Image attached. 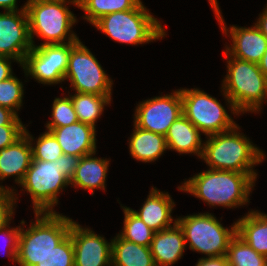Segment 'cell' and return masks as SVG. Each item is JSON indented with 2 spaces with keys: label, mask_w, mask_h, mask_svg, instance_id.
Instances as JSON below:
<instances>
[{
  "label": "cell",
  "mask_w": 267,
  "mask_h": 266,
  "mask_svg": "<svg viewBox=\"0 0 267 266\" xmlns=\"http://www.w3.org/2000/svg\"><path fill=\"white\" fill-rule=\"evenodd\" d=\"M35 266H74V247L69 234Z\"/></svg>",
  "instance_id": "cell-32"
},
{
  "label": "cell",
  "mask_w": 267,
  "mask_h": 266,
  "mask_svg": "<svg viewBox=\"0 0 267 266\" xmlns=\"http://www.w3.org/2000/svg\"><path fill=\"white\" fill-rule=\"evenodd\" d=\"M165 136L134 125L129 139V152L137 161L154 162L166 151Z\"/></svg>",
  "instance_id": "cell-22"
},
{
  "label": "cell",
  "mask_w": 267,
  "mask_h": 266,
  "mask_svg": "<svg viewBox=\"0 0 267 266\" xmlns=\"http://www.w3.org/2000/svg\"><path fill=\"white\" fill-rule=\"evenodd\" d=\"M168 150L179 154H195L201 158L203 146L200 131L184 116L181 115L169 127L166 135Z\"/></svg>",
  "instance_id": "cell-20"
},
{
  "label": "cell",
  "mask_w": 267,
  "mask_h": 266,
  "mask_svg": "<svg viewBox=\"0 0 267 266\" xmlns=\"http://www.w3.org/2000/svg\"><path fill=\"white\" fill-rule=\"evenodd\" d=\"M2 125H23V123L13 111L0 106V126Z\"/></svg>",
  "instance_id": "cell-37"
},
{
  "label": "cell",
  "mask_w": 267,
  "mask_h": 266,
  "mask_svg": "<svg viewBox=\"0 0 267 266\" xmlns=\"http://www.w3.org/2000/svg\"><path fill=\"white\" fill-rule=\"evenodd\" d=\"M141 0H79L78 8L85 12L84 19L92 25L104 15L136 8Z\"/></svg>",
  "instance_id": "cell-26"
},
{
  "label": "cell",
  "mask_w": 267,
  "mask_h": 266,
  "mask_svg": "<svg viewBox=\"0 0 267 266\" xmlns=\"http://www.w3.org/2000/svg\"><path fill=\"white\" fill-rule=\"evenodd\" d=\"M35 217L28 229L21 226L16 262L20 266H35L69 235L73 222L58 212L35 213Z\"/></svg>",
  "instance_id": "cell-4"
},
{
  "label": "cell",
  "mask_w": 267,
  "mask_h": 266,
  "mask_svg": "<svg viewBox=\"0 0 267 266\" xmlns=\"http://www.w3.org/2000/svg\"><path fill=\"white\" fill-rule=\"evenodd\" d=\"M238 129L236 125L229 131L207 136L201 159L209 169L256 173L253 167L265 160V153Z\"/></svg>",
  "instance_id": "cell-3"
},
{
  "label": "cell",
  "mask_w": 267,
  "mask_h": 266,
  "mask_svg": "<svg viewBox=\"0 0 267 266\" xmlns=\"http://www.w3.org/2000/svg\"><path fill=\"white\" fill-rule=\"evenodd\" d=\"M174 206L175 203L168 192L164 193L157 190L156 187H152L139 212L138 210H131L149 228L158 232L173 226L172 223H176V219L172 222L173 218L171 216Z\"/></svg>",
  "instance_id": "cell-18"
},
{
  "label": "cell",
  "mask_w": 267,
  "mask_h": 266,
  "mask_svg": "<svg viewBox=\"0 0 267 266\" xmlns=\"http://www.w3.org/2000/svg\"><path fill=\"white\" fill-rule=\"evenodd\" d=\"M137 105L134 125L163 136L173 122L183 115L180 89L144 100Z\"/></svg>",
  "instance_id": "cell-12"
},
{
  "label": "cell",
  "mask_w": 267,
  "mask_h": 266,
  "mask_svg": "<svg viewBox=\"0 0 267 266\" xmlns=\"http://www.w3.org/2000/svg\"><path fill=\"white\" fill-rule=\"evenodd\" d=\"M185 248L184 234L177 222L169 228L155 232L150 244L156 266H172L182 258Z\"/></svg>",
  "instance_id": "cell-17"
},
{
  "label": "cell",
  "mask_w": 267,
  "mask_h": 266,
  "mask_svg": "<svg viewBox=\"0 0 267 266\" xmlns=\"http://www.w3.org/2000/svg\"><path fill=\"white\" fill-rule=\"evenodd\" d=\"M78 121L92 126L104 112V106L111 103V96H103L89 93L70 95Z\"/></svg>",
  "instance_id": "cell-25"
},
{
  "label": "cell",
  "mask_w": 267,
  "mask_h": 266,
  "mask_svg": "<svg viewBox=\"0 0 267 266\" xmlns=\"http://www.w3.org/2000/svg\"><path fill=\"white\" fill-rule=\"evenodd\" d=\"M69 234L74 247V266H112V240L108 242L73 221Z\"/></svg>",
  "instance_id": "cell-15"
},
{
  "label": "cell",
  "mask_w": 267,
  "mask_h": 266,
  "mask_svg": "<svg viewBox=\"0 0 267 266\" xmlns=\"http://www.w3.org/2000/svg\"><path fill=\"white\" fill-rule=\"evenodd\" d=\"M27 2L26 12L33 46L34 35L45 40L40 45L79 41V37L71 30L77 18L67 6L72 3L78 7V3L65 0H27Z\"/></svg>",
  "instance_id": "cell-5"
},
{
  "label": "cell",
  "mask_w": 267,
  "mask_h": 266,
  "mask_svg": "<svg viewBox=\"0 0 267 266\" xmlns=\"http://www.w3.org/2000/svg\"><path fill=\"white\" fill-rule=\"evenodd\" d=\"M29 138L23 134L12 145L0 149V180L15 177L20 184L32 161V148Z\"/></svg>",
  "instance_id": "cell-19"
},
{
  "label": "cell",
  "mask_w": 267,
  "mask_h": 266,
  "mask_svg": "<svg viewBox=\"0 0 267 266\" xmlns=\"http://www.w3.org/2000/svg\"><path fill=\"white\" fill-rule=\"evenodd\" d=\"M95 154L82 156L70 179L71 186L91 191L92 195L94 194V189L98 188L103 191L106 189L105 182L110 162L104 158L93 157Z\"/></svg>",
  "instance_id": "cell-21"
},
{
  "label": "cell",
  "mask_w": 267,
  "mask_h": 266,
  "mask_svg": "<svg viewBox=\"0 0 267 266\" xmlns=\"http://www.w3.org/2000/svg\"><path fill=\"white\" fill-rule=\"evenodd\" d=\"M93 26L115 42L129 45L153 42L167 35L143 2L134 9L104 15Z\"/></svg>",
  "instance_id": "cell-6"
},
{
  "label": "cell",
  "mask_w": 267,
  "mask_h": 266,
  "mask_svg": "<svg viewBox=\"0 0 267 266\" xmlns=\"http://www.w3.org/2000/svg\"><path fill=\"white\" fill-rule=\"evenodd\" d=\"M65 80L78 93L112 95L113 81L81 40L71 48Z\"/></svg>",
  "instance_id": "cell-10"
},
{
  "label": "cell",
  "mask_w": 267,
  "mask_h": 266,
  "mask_svg": "<svg viewBox=\"0 0 267 266\" xmlns=\"http://www.w3.org/2000/svg\"><path fill=\"white\" fill-rule=\"evenodd\" d=\"M264 266H267V257H266V260H265Z\"/></svg>",
  "instance_id": "cell-45"
},
{
  "label": "cell",
  "mask_w": 267,
  "mask_h": 266,
  "mask_svg": "<svg viewBox=\"0 0 267 266\" xmlns=\"http://www.w3.org/2000/svg\"><path fill=\"white\" fill-rule=\"evenodd\" d=\"M32 48L26 10L0 12V56L14 58L21 66Z\"/></svg>",
  "instance_id": "cell-13"
},
{
  "label": "cell",
  "mask_w": 267,
  "mask_h": 266,
  "mask_svg": "<svg viewBox=\"0 0 267 266\" xmlns=\"http://www.w3.org/2000/svg\"><path fill=\"white\" fill-rule=\"evenodd\" d=\"M52 120L48 121L46 127H63L78 122L71 97L55 98L52 104Z\"/></svg>",
  "instance_id": "cell-31"
},
{
  "label": "cell",
  "mask_w": 267,
  "mask_h": 266,
  "mask_svg": "<svg viewBox=\"0 0 267 266\" xmlns=\"http://www.w3.org/2000/svg\"><path fill=\"white\" fill-rule=\"evenodd\" d=\"M226 257L229 266H264L266 260L237 234L229 243Z\"/></svg>",
  "instance_id": "cell-28"
},
{
  "label": "cell",
  "mask_w": 267,
  "mask_h": 266,
  "mask_svg": "<svg viewBox=\"0 0 267 266\" xmlns=\"http://www.w3.org/2000/svg\"><path fill=\"white\" fill-rule=\"evenodd\" d=\"M81 157L63 154L60 157L61 172L70 180Z\"/></svg>",
  "instance_id": "cell-36"
},
{
  "label": "cell",
  "mask_w": 267,
  "mask_h": 266,
  "mask_svg": "<svg viewBox=\"0 0 267 266\" xmlns=\"http://www.w3.org/2000/svg\"><path fill=\"white\" fill-rule=\"evenodd\" d=\"M209 3L212 5V4H216L217 3V0H209Z\"/></svg>",
  "instance_id": "cell-43"
},
{
  "label": "cell",
  "mask_w": 267,
  "mask_h": 266,
  "mask_svg": "<svg viewBox=\"0 0 267 266\" xmlns=\"http://www.w3.org/2000/svg\"><path fill=\"white\" fill-rule=\"evenodd\" d=\"M223 53L227 60V74L221 89L231 113H259L262 104L267 102V78L258 64L234 58L226 51Z\"/></svg>",
  "instance_id": "cell-2"
},
{
  "label": "cell",
  "mask_w": 267,
  "mask_h": 266,
  "mask_svg": "<svg viewBox=\"0 0 267 266\" xmlns=\"http://www.w3.org/2000/svg\"><path fill=\"white\" fill-rule=\"evenodd\" d=\"M15 195L14 189L0 185V228L10 223L14 215V206L18 199Z\"/></svg>",
  "instance_id": "cell-33"
},
{
  "label": "cell",
  "mask_w": 267,
  "mask_h": 266,
  "mask_svg": "<svg viewBox=\"0 0 267 266\" xmlns=\"http://www.w3.org/2000/svg\"><path fill=\"white\" fill-rule=\"evenodd\" d=\"M258 67L260 68L264 76L267 78V49L265 50L263 57L259 61Z\"/></svg>",
  "instance_id": "cell-42"
},
{
  "label": "cell",
  "mask_w": 267,
  "mask_h": 266,
  "mask_svg": "<svg viewBox=\"0 0 267 266\" xmlns=\"http://www.w3.org/2000/svg\"><path fill=\"white\" fill-rule=\"evenodd\" d=\"M112 266H156L150 246L138 245L117 234L112 239Z\"/></svg>",
  "instance_id": "cell-24"
},
{
  "label": "cell",
  "mask_w": 267,
  "mask_h": 266,
  "mask_svg": "<svg viewBox=\"0 0 267 266\" xmlns=\"http://www.w3.org/2000/svg\"><path fill=\"white\" fill-rule=\"evenodd\" d=\"M24 125H2L0 126V149L12 145L24 134Z\"/></svg>",
  "instance_id": "cell-35"
},
{
  "label": "cell",
  "mask_w": 267,
  "mask_h": 266,
  "mask_svg": "<svg viewBox=\"0 0 267 266\" xmlns=\"http://www.w3.org/2000/svg\"><path fill=\"white\" fill-rule=\"evenodd\" d=\"M176 222L183 231L186 245L207 258L226 255L230 241L237 234L236 222L230 229L225 228L208 212L179 217Z\"/></svg>",
  "instance_id": "cell-7"
},
{
  "label": "cell",
  "mask_w": 267,
  "mask_h": 266,
  "mask_svg": "<svg viewBox=\"0 0 267 266\" xmlns=\"http://www.w3.org/2000/svg\"><path fill=\"white\" fill-rule=\"evenodd\" d=\"M257 173H240L227 170H213L195 174L184 181L178 190L190 193L212 206L237 208L250 201Z\"/></svg>",
  "instance_id": "cell-1"
},
{
  "label": "cell",
  "mask_w": 267,
  "mask_h": 266,
  "mask_svg": "<svg viewBox=\"0 0 267 266\" xmlns=\"http://www.w3.org/2000/svg\"><path fill=\"white\" fill-rule=\"evenodd\" d=\"M57 139L63 154L77 157L96 153V127L80 121L63 127H46Z\"/></svg>",
  "instance_id": "cell-16"
},
{
  "label": "cell",
  "mask_w": 267,
  "mask_h": 266,
  "mask_svg": "<svg viewBox=\"0 0 267 266\" xmlns=\"http://www.w3.org/2000/svg\"><path fill=\"white\" fill-rule=\"evenodd\" d=\"M10 227V223H8L4 227L0 228V235H3V238L5 239L3 241L8 242L5 247L7 248V256L10 257L13 262H17V252L21 226H17L16 228Z\"/></svg>",
  "instance_id": "cell-34"
},
{
  "label": "cell",
  "mask_w": 267,
  "mask_h": 266,
  "mask_svg": "<svg viewBox=\"0 0 267 266\" xmlns=\"http://www.w3.org/2000/svg\"><path fill=\"white\" fill-rule=\"evenodd\" d=\"M11 60H14V62L16 61L14 58L11 57L0 56V82L8 79L13 75Z\"/></svg>",
  "instance_id": "cell-38"
},
{
  "label": "cell",
  "mask_w": 267,
  "mask_h": 266,
  "mask_svg": "<svg viewBox=\"0 0 267 266\" xmlns=\"http://www.w3.org/2000/svg\"><path fill=\"white\" fill-rule=\"evenodd\" d=\"M180 92L183 115L204 135L226 132L237 125L225 107L204 90L180 88Z\"/></svg>",
  "instance_id": "cell-9"
},
{
  "label": "cell",
  "mask_w": 267,
  "mask_h": 266,
  "mask_svg": "<svg viewBox=\"0 0 267 266\" xmlns=\"http://www.w3.org/2000/svg\"><path fill=\"white\" fill-rule=\"evenodd\" d=\"M210 6L217 17L222 32L227 36L229 33V36H231L232 44L231 46L226 45V52L234 58L258 64L267 49V38L256 25L248 28L233 25L228 30L218 3Z\"/></svg>",
  "instance_id": "cell-14"
},
{
  "label": "cell",
  "mask_w": 267,
  "mask_h": 266,
  "mask_svg": "<svg viewBox=\"0 0 267 266\" xmlns=\"http://www.w3.org/2000/svg\"><path fill=\"white\" fill-rule=\"evenodd\" d=\"M65 1H67V0H65ZM68 1L79 3V0H68Z\"/></svg>",
  "instance_id": "cell-44"
},
{
  "label": "cell",
  "mask_w": 267,
  "mask_h": 266,
  "mask_svg": "<svg viewBox=\"0 0 267 266\" xmlns=\"http://www.w3.org/2000/svg\"><path fill=\"white\" fill-rule=\"evenodd\" d=\"M20 185L30 194L34 213L56 212L57 195L70 180L61 172L59 157L56 161L32 160Z\"/></svg>",
  "instance_id": "cell-8"
},
{
  "label": "cell",
  "mask_w": 267,
  "mask_h": 266,
  "mask_svg": "<svg viewBox=\"0 0 267 266\" xmlns=\"http://www.w3.org/2000/svg\"><path fill=\"white\" fill-rule=\"evenodd\" d=\"M23 94V84L16 76L12 75L0 82V106L10 109L17 116V112L23 105Z\"/></svg>",
  "instance_id": "cell-30"
},
{
  "label": "cell",
  "mask_w": 267,
  "mask_h": 266,
  "mask_svg": "<svg viewBox=\"0 0 267 266\" xmlns=\"http://www.w3.org/2000/svg\"><path fill=\"white\" fill-rule=\"evenodd\" d=\"M27 3L24 4L21 9L17 8V0H0V8L4 9L5 11H17V10H26Z\"/></svg>",
  "instance_id": "cell-41"
},
{
  "label": "cell",
  "mask_w": 267,
  "mask_h": 266,
  "mask_svg": "<svg viewBox=\"0 0 267 266\" xmlns=\"http://www.w3.org/2000/svg\"><path fill=\"white\" fill-rule=\"evenodd\" d=\"M76 43L34 45L21 65L25 76H32L38 83L44 85L63 82L70 51Z\"/></svg>",
  "instance_id": "cell-11"
},
{
  "label": "cell",
  "mask_w": 267,
  "mask_h": 266,
  "mask_svg": "<svg viewBox=\"0 0 267 266\" xmlns=\"http://www.w3.org/2000/svg\"><path fill=\"white\" fill-rule=\"evenodd\" d=\"M124 212V226L119 235L128 241L142 246H150L155 231L149 228L131 208L122 206Z\"/></svg>",
  "instance_id": "cell-27"
},
{
  "label": "cell",
  "mask_w": 267,
  "mask_h": 266,
  "mask_svg": "<svg viewBox=\"0 0 267 266\" xmlns=\"http://www.w3.org/2000/svg\"><path fill=\"white\" fill-rule=\"evenodd\" d=\"M263 10L264 11L259 14V18L257 19V22L254 24L262 32V34L267 38V6Z\"/></svg>",
  "instance_id": "cell-40"
},
{
  "label": "cell",
  "mask_w": 267,
  "mask_h": 266,
  "mask_svg": "<svg viewBox=\"0 0 267 266\" xmlns=\"http://www.w3.org/2000/svg\"><path fill=\"white\" fill-rule=\"evenodd\" d=\"M24 134L29 138L32 148V160L41 161H56L59 157L63 155L62 148L60 147L57 139L50 131H45L36 140V144L32 143L34 137L30 135L29 131L24 130Z\"/></svg>",
  "instance_id": "cell-29"
},
{
  "label": "cell",
  "mask_w": 267,
  "mask_h": 266,
  "mask_svg": "<svg viewBox=\"0 0 267 266\" xmlns=\"http://www.w3.org/2000/svg\"><path fill=\"white\" fill-rule=\"evenodd\" d=\"M236 224L237 235L257 253L267 257V214L251 210Z\"/></svg>",
  "instance_id": "cell-23"
},
{
  "label": "cell",
  "mask_w": 267,
  "mask_h": 266,
  "mask_svg": "<svg viewBox=\"0 0 267 266\" xmlns=\"http://www.w3.org/2000/svg\"><path fill=\"white\" fill-rule=\"evenodd\" d=\"M196 266H229L226 255L220 257H202Z\"/></svg>",
  "instance_id": "cell-39"
}]
</instances>
